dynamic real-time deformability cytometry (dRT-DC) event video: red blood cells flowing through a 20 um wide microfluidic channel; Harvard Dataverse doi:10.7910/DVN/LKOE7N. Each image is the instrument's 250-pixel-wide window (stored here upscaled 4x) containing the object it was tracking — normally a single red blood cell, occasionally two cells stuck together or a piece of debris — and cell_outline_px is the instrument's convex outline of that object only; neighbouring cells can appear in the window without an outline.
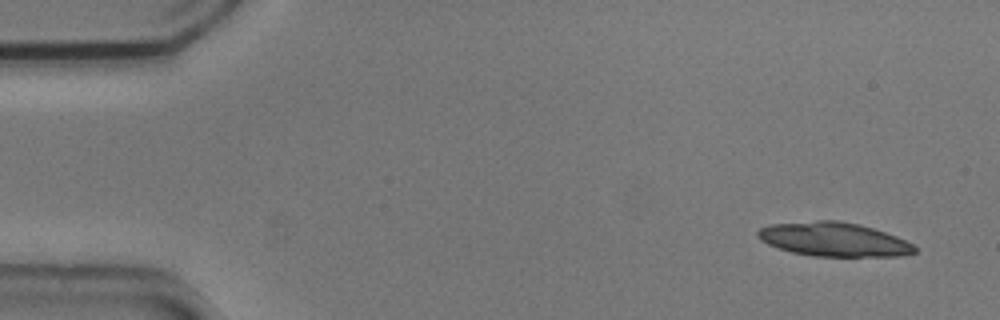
{"species": "common noctule bat (a hibernating species)", "species_latin": "Nyctalus noctula", "temperature_condition": "cold", "stored_images_in_passage": 8, "camera_frame_rate_fps": 3000, "um_per_image_px": 0.085, "animal": {"sex": "male", "body_mass_g": 20.5, "forearm_length_mm": 52.5}, "frame": {"image": 1, "passage_image": 1, "time_ms": 0.0, "image_size_px": [1000, 320], "cell_outline_px": [[916, 252], [900, 256], [812, 256], [792, 252], [768, 244], [760, 240], [756, 236], [756, 232], [760, 228], [768, 224], [816, 220], [840, 220], [860, 224], [896, 236], [912, 244], [916, 248]], "centroid_in_image_um": [70.83, 20.33], "position_along_channel_um": 14.2, "area_um2": 31.1}}